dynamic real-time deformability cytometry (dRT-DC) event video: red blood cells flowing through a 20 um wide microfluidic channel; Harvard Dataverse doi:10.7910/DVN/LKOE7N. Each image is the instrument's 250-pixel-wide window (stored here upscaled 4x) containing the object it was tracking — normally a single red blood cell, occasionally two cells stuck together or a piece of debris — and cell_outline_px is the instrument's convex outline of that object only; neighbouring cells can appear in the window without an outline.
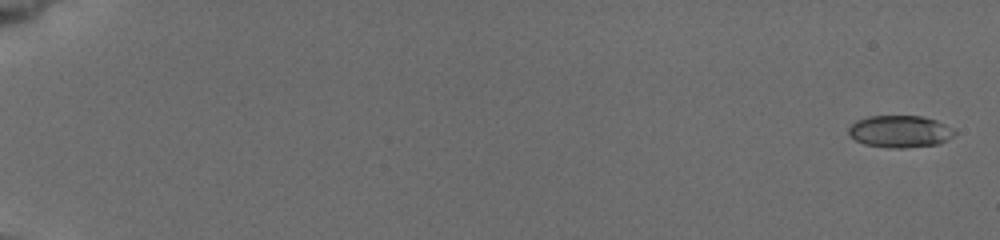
{"species": "common noctule bat (a hibernating species)", "species_latin": "Nyctalus noctula", "temperature_condition": "cold", "stored_images_in_passage": 17, "camera_frame_rate_fps": 3000, "um_per_image_px": 0.085, "animal": {"sex": "female", "body_mass_g": 19.5, "forearm_length_mm": 54.1}, "frame": {"image": 1, "passage_image": 1, "time_ms": 0.0, "image_size_px": [1000, 240], "cell_outline_px": [[956, 132], [952, 136], [940, 144], [904, 148], [888, 148], [864, 144], [856, 140], [848, 132], [848, 128], [856, 120], [868, 116], [920, 116], [936, 120], [952, 128]], "centroid_in_image_um": [76.49, 11.18], "position_along_channel_um": 8.5, "area_um2": 19.77}}
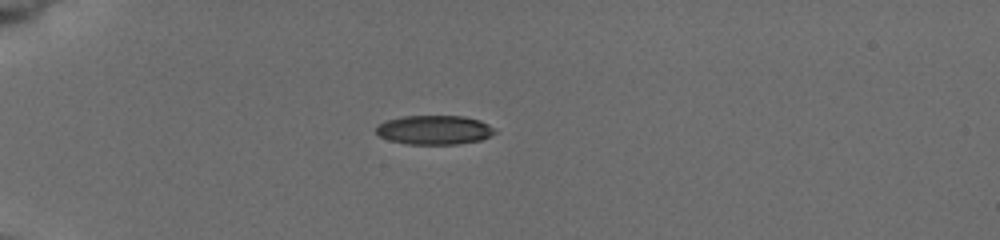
{"frame": {"image": 2, "passage_image": 13, "time_ms": 5.333, "image_size_px": [1000, 240], "cell_outline_px": [[496, 132], [480, 140], [456, 144], [408, 144], [388, 140], [380, 136], [376, 132], [376, 128], [384, 120], [404, 116], [464, 116], [480, 120], [496, 128]], "centroid_in_image_um": [36.92, 11.04], "position_along_channel_um": 48.1, "area_um2": 20.17}}
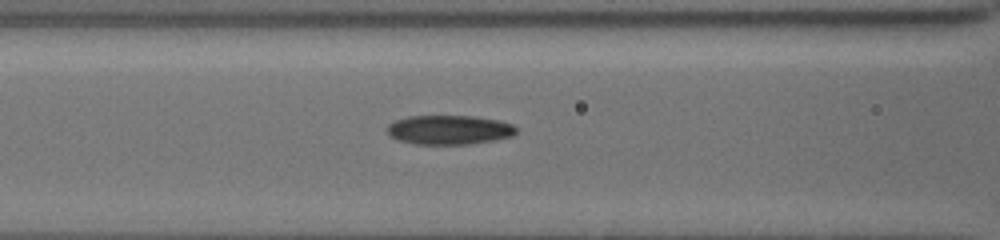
{"frame": {"image": 3, "passage_image": 17, "time_ms": 8.333, "image_size_px": [1000, 240], "cell_outline_px": [[516, 132], [512, 136], [496, 140], [468, 144], [416, 144], [396, 140], [388, 132], [388, 124], [396, 120], [408, 116], [476, 116], [496, 120], [512, 124], [516, 128]], "centroid_in_image_um": [38.18, 11.04], "position_along_channel_um": 128.4, "area_um2": 21.96}}